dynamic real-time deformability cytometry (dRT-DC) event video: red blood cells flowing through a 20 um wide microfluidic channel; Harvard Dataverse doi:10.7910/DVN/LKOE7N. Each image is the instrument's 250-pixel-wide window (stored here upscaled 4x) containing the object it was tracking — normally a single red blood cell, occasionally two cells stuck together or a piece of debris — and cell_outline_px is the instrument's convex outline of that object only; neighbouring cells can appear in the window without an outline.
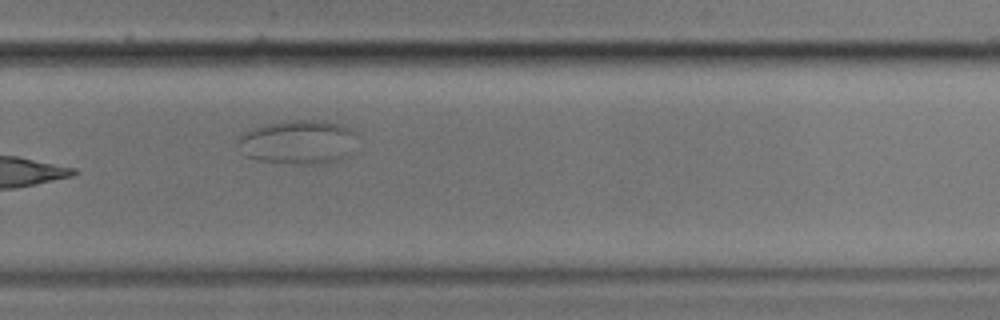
{"species": "common noctule bat (a hibernating species)", "species_latin": "Nyctalus noctula", "temperature_condition": "cold", "stored_images_in_passage": 13, "camera_frame_rate_fps": 3000, "um_per_image_px": 0.085, "animal": {"sex": "male", "body_mass_g": 17.9}, "frame": {"image": 1, "passage_image": 8, "time_ms": 8.667, "image_size_px": [1000, 320], "cell_outline_px": [[360, 136], [348, 156], [324, 164], [296, 164], [256, 160], [244, 156], [236, 144], [240, 132], [264, 124], [288, 120], [324, 120], [340, 124], [356, 132]], "centroid_in_image_um": [25.32, 12.07], "position_along_channel_um": 304.5, "area_um2": 31.44}}